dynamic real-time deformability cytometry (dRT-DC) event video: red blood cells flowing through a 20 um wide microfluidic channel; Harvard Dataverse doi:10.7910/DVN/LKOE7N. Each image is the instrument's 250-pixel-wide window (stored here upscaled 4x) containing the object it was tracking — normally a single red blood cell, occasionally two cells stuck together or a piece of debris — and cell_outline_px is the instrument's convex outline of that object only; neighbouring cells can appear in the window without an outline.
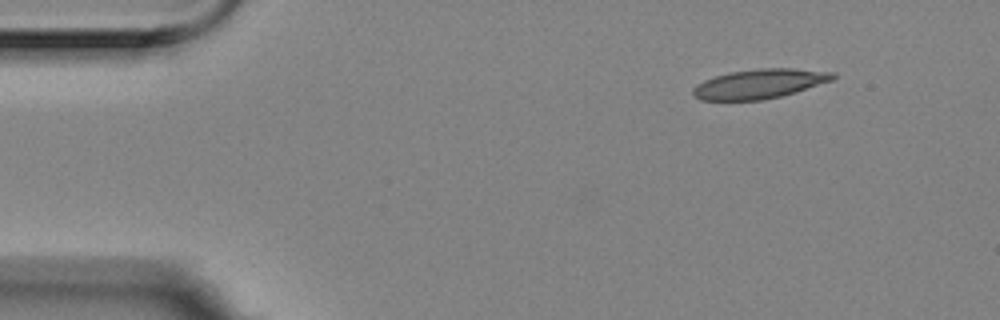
{"species": "Egyptian fruit bat (a non-hibernating species)", "species_latin": "Rousettus aegyptiacus", "temperature_condition": "room temperature", "stored_images_in_passage": 5, "segment_of_instrument_passage": [2, 2], "camera_frame_rate_fps": 3000, "um_per_image_px": 0.085, "animal": {"sex": "female"}, "frame": {"image": 1, "passage_image": 5, "time_ms": 1.333, "image_size_px": [1000, 320], "cell_outline_px": [[836, 76], [832, 80], [796, 92], [780, 96], [760, 100], [700, 100], [692, 92], [692, 88], [696, 84], [704, 80], [728, 72], [756, 68], [796, 68], [836, 72]], "centroid_in_image_um": [64.57, 7.11], "position_along_channel_um": 20.4, "area_um2": 24.1}}